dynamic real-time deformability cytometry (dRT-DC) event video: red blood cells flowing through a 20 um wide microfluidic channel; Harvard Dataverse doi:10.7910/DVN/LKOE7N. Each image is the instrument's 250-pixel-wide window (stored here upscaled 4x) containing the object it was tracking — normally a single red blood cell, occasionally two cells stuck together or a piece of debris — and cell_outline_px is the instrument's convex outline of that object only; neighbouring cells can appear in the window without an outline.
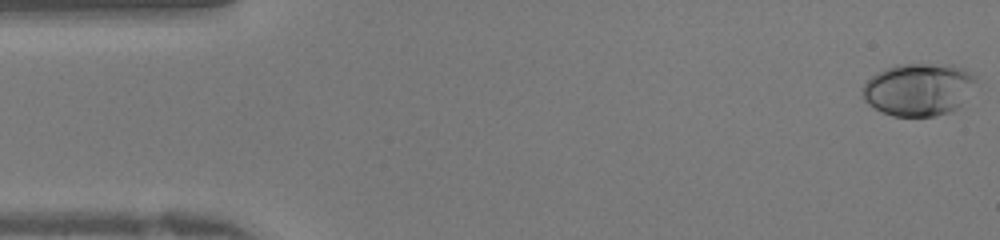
{"species": "human", "species_latin": "Homo sapiens", "temperature_condition": "warm", "stored_images_in_passage": 42, "camera_frame_rate_fps": 3000, "um_per_image_px": 0.085, "donor": {"sex": "female"}, "frame": {"image": 1, "passage_image": 1, "time_ms": 0.0, "image_size_px": [1000, 240], "cell_outline_px": [[976, 80], [960, 104], [952, 112], [936, 116], [892, 116], [868, 104], [864, 100], [860, 92], [864, 84], [876, 72], [896, 64], [952, 64], [964, 68], [976, 76]], "centroid_in_image_um": [78.04, 7.59], "position_along_channel_um": 7.0, "area_um2": 34.74}}
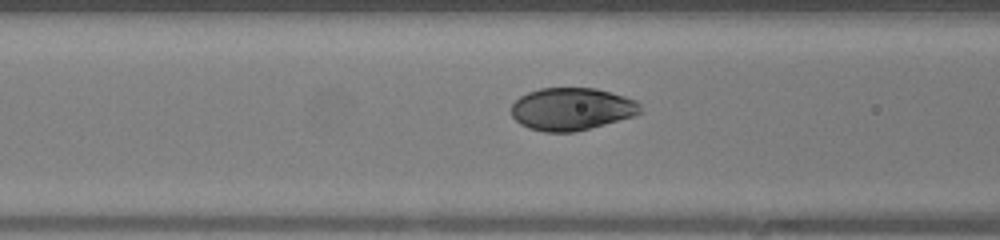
{"frame": {"image": 2, "passage_image": 16, "time_ms": 5.0, "image_size_px": [1000, 240], "cell_outline_px": [[640, 112], [636, 116], [572, 132], [544, 132], [528, 128], [520, 124], [512, 116], [512, 104], [520, 96], [528, 92], [540, 88], [596, 88], [624, 96], [636, 100], [640, 104]], "centroid_in_image_um": [48.58, 9.26], "position_along_channel_um": 118.0, "area_um2": 31.91}}
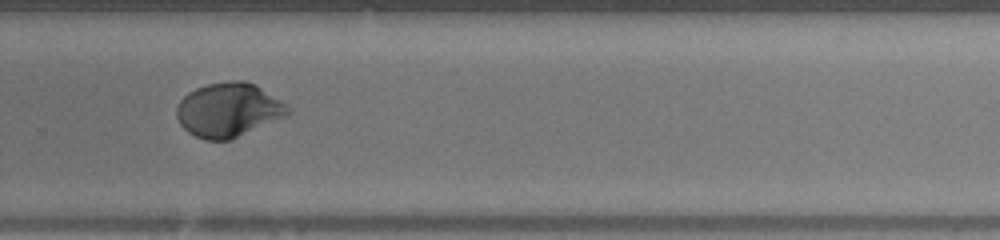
{"frame": {"image": 3, "passage_image": 28, "time_ms": 9.0, "image_size_px": [1000, 240], "cell_outline_px": [[292, 112], [284, 116], [232, 140], [204, 140], [188, 132], [180, 124], [176, 116], [176, 108], [180, 100], [188, 92], [196, 88], [208, 84], [232, 80], [244, 80], [256, 84], [292, 108]], "centroid_in_image_um": [19.41, 9.34], "position_along_channel_um": 310.4, "area_um2": 35.14}}